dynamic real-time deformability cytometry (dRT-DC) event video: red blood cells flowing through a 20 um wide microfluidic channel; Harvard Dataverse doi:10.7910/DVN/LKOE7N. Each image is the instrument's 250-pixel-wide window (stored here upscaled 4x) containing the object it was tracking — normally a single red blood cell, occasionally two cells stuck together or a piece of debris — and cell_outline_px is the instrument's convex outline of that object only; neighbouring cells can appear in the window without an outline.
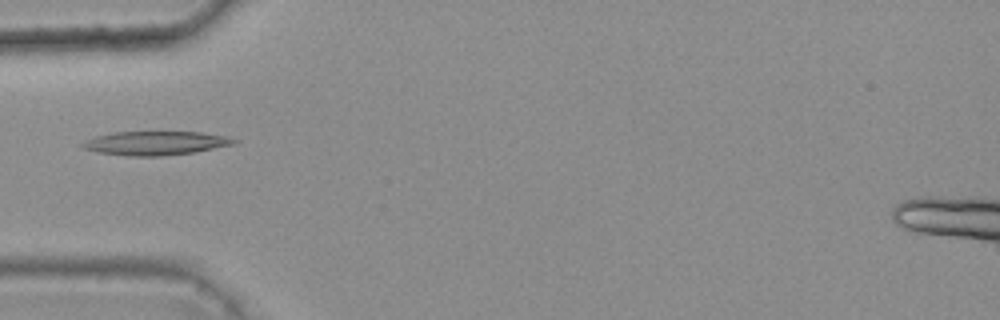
{"species": "common noctule bat (a hibernating species)", "species_latin": "Nyctalus noctula", "temperature_condition": "warm", "stored_images_in_passage": 7, "camera_frame_rate_fps": 3000, "um_per_image_px": 0.085, "animal": {"sex": "female", "body_mass_g": 25.1}, "frame": {"image": 1, "passage_image": 4, "time_ms": 1.0, "image_size_px": [1000, 320], "cell_outline_px": [[240, 140], [236, 144], [192, 152], [160, 156], [128, 156], [96, 152], [84, 148], [80, 144], [84, 140], [96, 136], [112, 132], [200, 132], [228, 136]], "centroid_in_image_um": [13.22, 12.16], "position_along_channel_um": 71.8, "area_um2": 21.1}}
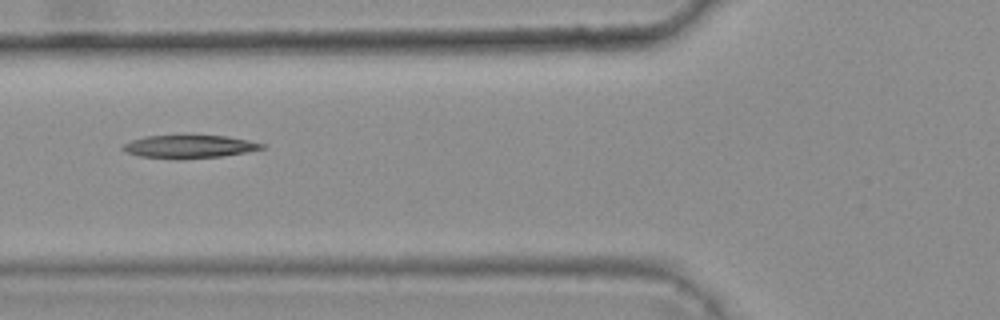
{"frame": {"image": 2, "passage_image": 5, "time_ms": 1.333, "image_size_px": [1000, 320], "cell_outline_px": [[264, 148], [244, 152], [220, 156], [180, 160], [176, 160], [140, 156], [128, 152], [120, 148], [120, 144], [144, 136], [228, 136], [248, 140], [264, 144]], "centroid_in_image_um": [16.02, 12.47], "position_along_channel_um": 109.8, "area_um2": 18.61}}
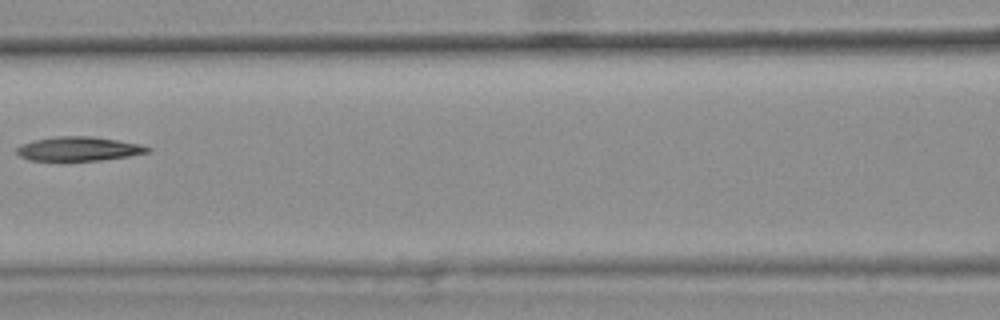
{"frame": {"image": 3, "passage_image": 6, "time_ms": 1.667, "image_size_px": [1000, 320], "cell_outline_px": [[152, 152], [128, 156], [100, 160], [28, 160], [20, 156], [16, 152], [16, 148], [20, 144], [36, 140], [56, 136], [92, 136], [140, 144], [152, 148]], "centroid_in_image_um": [6.7, 12.64], "position_along_channel_um": 159.9, "area_um2": 18.32}}